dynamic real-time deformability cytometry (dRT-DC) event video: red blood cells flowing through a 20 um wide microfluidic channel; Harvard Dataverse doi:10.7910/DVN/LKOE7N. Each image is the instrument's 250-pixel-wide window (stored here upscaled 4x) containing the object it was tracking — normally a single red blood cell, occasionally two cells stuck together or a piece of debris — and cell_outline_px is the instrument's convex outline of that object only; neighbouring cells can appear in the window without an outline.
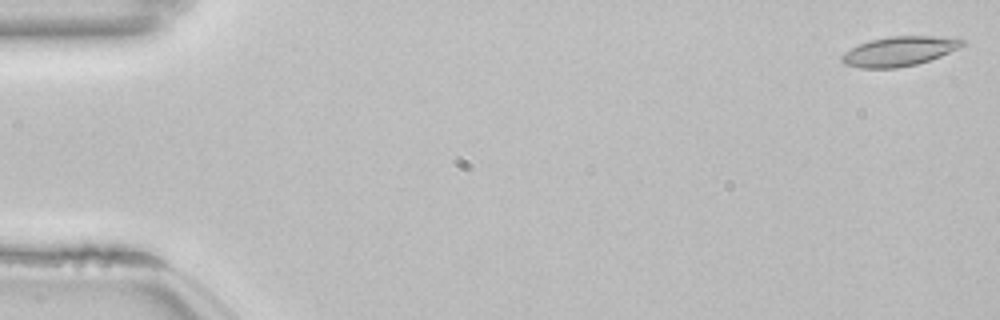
{"species": "common noctule bat (a hibernating species)", "species_latin": "Nyctalus noctula", "temperature_condition": "room temperature", "stored_images_in_passage": 53, "camera_frame_rate_fps": 3000, "um_per_image_px": 0.085, "animal": {"sex": "female", "body_mass_g": 22.7, "forearm_length_mm": 54.2}, "frame": {"image": 1, "passage_image": 1, "time_ms": 0.0, "image_size_px": [1000, 320], "cell_outline_px": [[964, 44], [960, 48], [940, 56], [916, 64], [896, 68], [860, 68], [844, 64], [840, 60], [840, 56], [844, 52], [860, 44], [872, 40], [892, 36], [960, 36], [964, 40]], "centroid_in_image_um": [76.49, 4.35], "position_along_channel_um": 8.5, "area_um2": 20.87}}
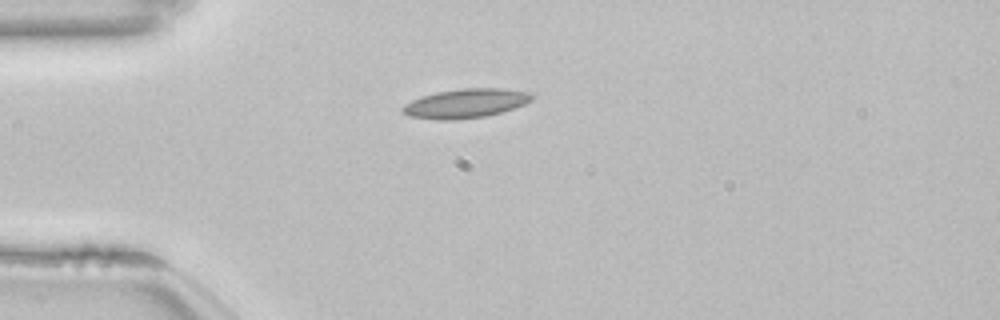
{"frame": {"image": 2, "passage_image": 14, "time_ms": 4.333, "image_size_px": [1000, 320], "cell_outline_px": [[532, 100], [524, 104], [500, 112], [484, 116], [456, 120], [440, 120], [408, 116], [400, 108], [404, 104], [412, 100], [436, 92], [460, 88], [500, 88], [532, 92]], "centroid_in_image_um": [39.57, 8.78], "position_along_channel_um": 45.4, "area_um2": 21.85}}
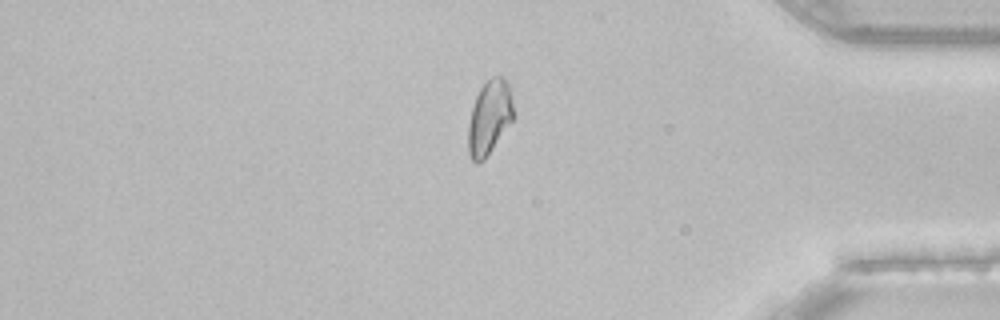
{"frame": {"image": 3, "passage_image": 45, "time_ms": 14.667, "image_size_px": [1000, 320], "cell_outline_px": [[516, 116], [484, 160], [476, 164], [472, 160], [468, 152], [468, 124], [472, 108], [476, 96], [480, 88], [492, 76], [504, 76], [508, 84]], "centroid_in_image_um": [41.61, 9.99], "position_along_channel_um": 393.6, "area_um2": 19.71}, "authors_computed_cell_mechanics": {"area_um2": 19.652, "velocity_mm_per_s": 3.8328, "shape_relaxation_time_tau1_ms": null, "shape_relaxation_time_tau2_ms": 2.0817, "deformation_change_tau1": null, "deformation_change_tau2": 0.0639}}